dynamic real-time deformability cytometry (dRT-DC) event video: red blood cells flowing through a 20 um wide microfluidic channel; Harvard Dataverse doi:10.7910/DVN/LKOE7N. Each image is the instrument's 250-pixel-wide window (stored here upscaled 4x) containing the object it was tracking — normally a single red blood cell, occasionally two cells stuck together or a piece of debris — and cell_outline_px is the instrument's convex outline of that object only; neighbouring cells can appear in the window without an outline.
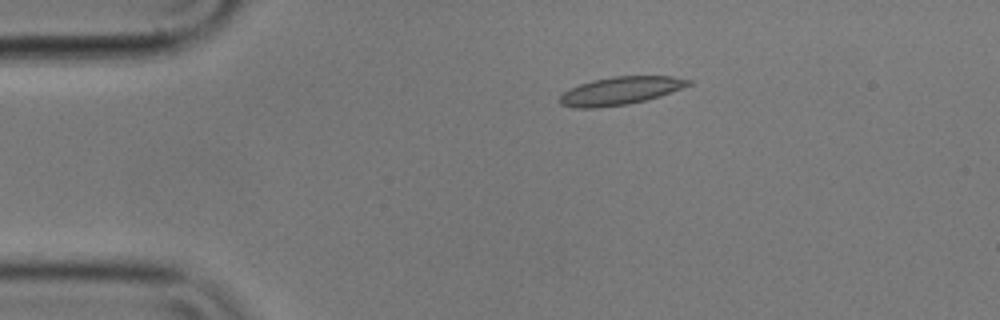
{"species": "common noctule bat (a hibernating species)", "species_latin": "Nyctalus noctula", "temperature_condition": "cold", "stored_images_in_passage": 15, "camera_frame_rate_fps": 3000, "um_per_image_px": 0.085, "animal": {"sex": "male", "body_mass_g": 17.9}, "frame": {"image": 1, "passage_image": 3, "time_ms": 0.667, "image_size_px": [1000, 320], "cell_outline_px": [[692, 84], [660, 96], [628, 104], [596, 108], [572, 108], [560, 104], [556, 100], [564, 92], [580, 84], [592, 80], [612, 76], [672, 76], [692, 80]], "centroid_in_image_um": [52.7, 7.72], "position_along_channel_um": 32.3, "area_um2": 20.98}}
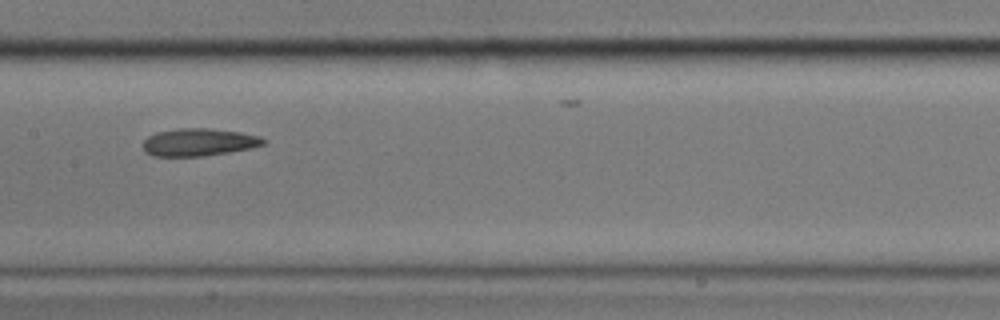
{"frame": {"image": 2, "passage_image": 8, "time_ms": 2.333, "image_size_px": [1000, 320], "cell_outline_px": [[268, 140], [264, 144], [252, 148], [204, 156], [152, 156], [144, 152], [144, 140], [148, 136], [156, 132], [180, 128], [208, 128], [240, 132], [260, 136]], "centroid_in_image_um": [16.91, 12.09], "position_along_channel_um": 190.5, "area_um2": 19.42}}
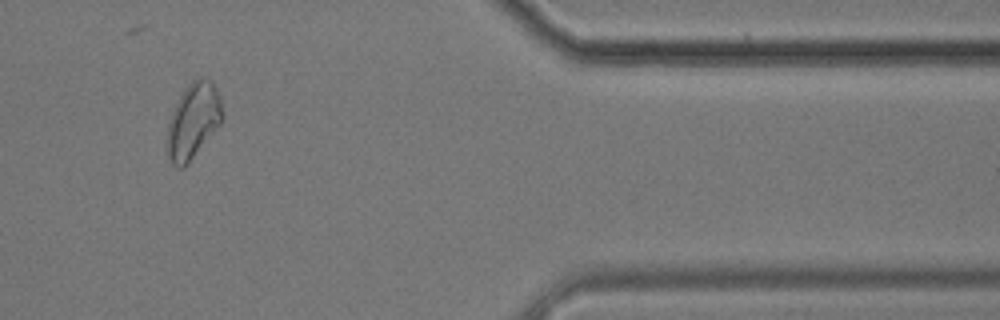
{"frame": {"image": 3, "passage_image": 13, "time_ms": 4.0, "image_size_px": [1000, 320], "cell_outline_px": [[224, 116], [220, 124], [184, 168], [176, 168], [172, 164], [168, 156], [168, 120], [180, 96], [188, 84], [192, 80], [200, 76], [208, 80], [216, 88], [220, 96]], "centroid_in_image_um": [16.43, 10.27], "position_along_channel_um": 395.0, "area_um2": 24.04}}